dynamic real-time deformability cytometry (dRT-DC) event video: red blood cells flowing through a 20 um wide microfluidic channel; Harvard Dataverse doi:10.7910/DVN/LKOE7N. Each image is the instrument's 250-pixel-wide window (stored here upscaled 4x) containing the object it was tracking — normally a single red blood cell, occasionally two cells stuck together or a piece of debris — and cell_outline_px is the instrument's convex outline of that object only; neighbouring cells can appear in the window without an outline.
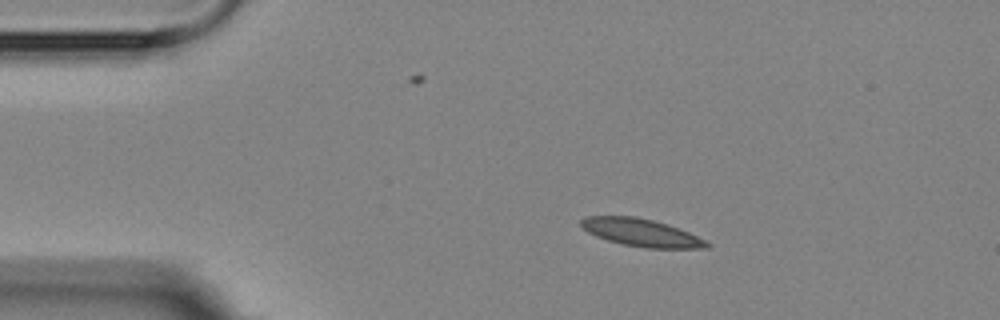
{"species": "Egyptian fruit bat (a non-hibernating species)", "species_latin": "Rousettus aegyptiacus", "temperature_condition": "room temperature", "stored_images_in_passage": 11, "camera_frame_rate_fps": 3000, "um_per_image_px": 0.085, "animal": {"sex": "female"}, "frame": {"image": 1, "passage_image": 3, "time_ms": 3.0, "image_size_px": [1000, 320], "cell_outline_px": [[712, 244], [708, 248], [644, 248], [624, 244], [608, 240], [596, 236], [588, 232], [580, 224], [580, 220], [588, 216], [636, 216], [668, 224], [688, 232]], "centroid_in_image_um": [54.51, 19.77], "position_along_channel_um": 30.5, "area_um2": 20.06}}
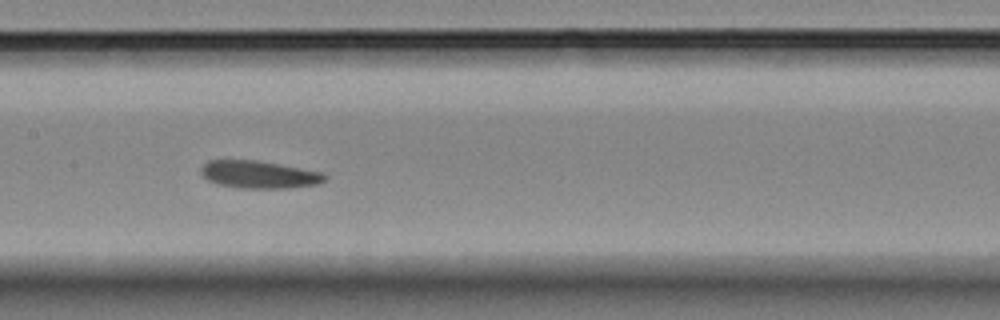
{"frame": {"image": 2, "passage_image": 8, "time_ms": 8.667, "image_size_px": [1000, 320], "cell_outline_px": [[328, 176], [324, 180], [316, 184], [288, 188], [240, 188], [220, 184], [208, 180], [200, 172], [200, 168], [208, 160], [256, 160], [280, 164], [324, 172]], "centroid_in_image_um": [22.03, 14.83], "position_along_channel_um": 185.4, "area_um2": 19.83}}
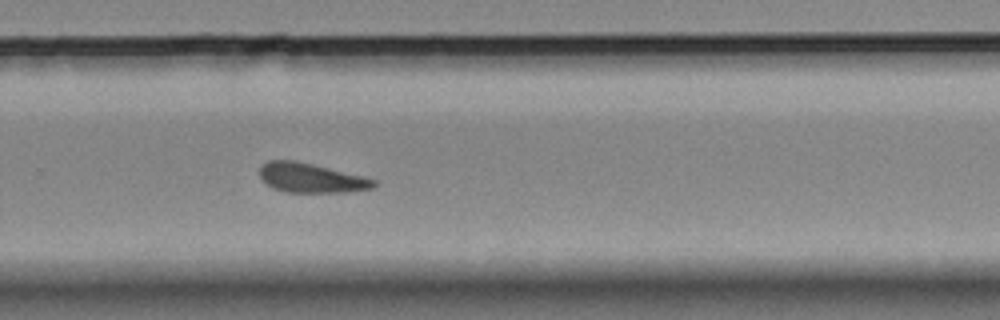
{"frame": {"image": 3, "passage_image": 11, "time_ms": 12.0, "image_size_px": [1000, 320], "cell_outline_px": [[376, 184], [372, 188], [348, 192], [288, 192], [272, 188], [264, 184], [260, 180], [260, 164], [268, 160], [296, 160], [364, 176], [376, 180]], "centroid_in_image_um": [26.39, 15.11], "position_along_channel_um": 303.4, "area_um2": 19.83}}